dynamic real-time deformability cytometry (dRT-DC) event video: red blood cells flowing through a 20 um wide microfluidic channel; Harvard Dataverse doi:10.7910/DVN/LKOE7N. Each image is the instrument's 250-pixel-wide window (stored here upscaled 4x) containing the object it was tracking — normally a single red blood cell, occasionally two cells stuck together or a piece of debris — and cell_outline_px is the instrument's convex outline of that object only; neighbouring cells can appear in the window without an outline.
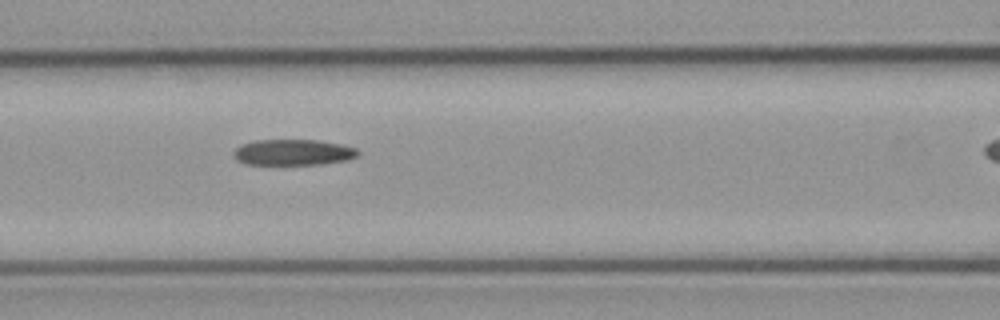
{"species": "common noctule bat (a hibernating species)", "species_latin": "Nyctalus noctula", "temperature_condition": "cold", "stored_images_in_passage": 6, "camera_frame_rate_fps": 3000, "um_per_image_px": 0.085, "animal": {"sex": "male", "body_mass_g": 23.1, "forearm_length_mm": 52.7}, "frame": {"image": 1, "passage_image": 3, "time_ms": 3.333, "image_size_px": [1000, 320], "cell_outline_px": [[360, 152], [356, 156], [348, 160], [320, 164], [284, 168], [244, 164], [236, 160], [232, 152], [240, 144], [256, 140], [316, 140], [340, 144], [356, 148]], "centroid_in_image_um": [24.84, 13.01], "position_along_channel_um": 141.8, "area_um2": 19.88}}